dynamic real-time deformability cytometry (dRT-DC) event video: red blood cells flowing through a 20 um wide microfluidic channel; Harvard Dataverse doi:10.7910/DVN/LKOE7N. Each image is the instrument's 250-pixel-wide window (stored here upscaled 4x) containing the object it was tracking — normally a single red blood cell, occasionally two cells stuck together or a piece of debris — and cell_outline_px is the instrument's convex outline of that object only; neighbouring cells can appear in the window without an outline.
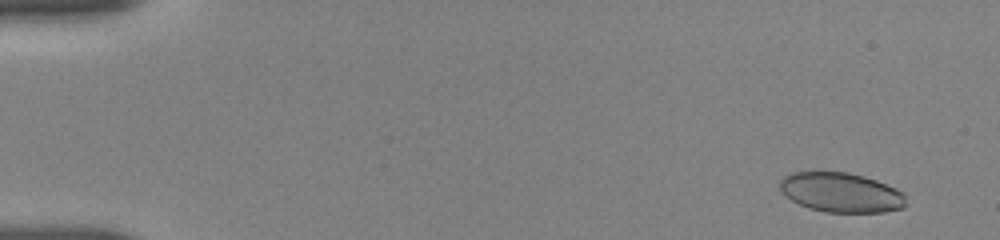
{"species": "human", "species_latin": "Homo sapiens", "temperature_condition": "room temperature", "stored_images_in_passage": 45, "camera_frame_rate_fps": 3000, "um_per_image_px": 0.085, "donor": {"sex": "female"}, "frame": {"image": 1, "passage_image": 2, "time_ms": 0.333, "image_size_px": [1000, 240], "cell_outline_px": [[904, 208], [884, 212], [824, 212], [808, 208], [792, 200], [780, 188], [780, 180], [784, 176], [792, 172], [848, 172], [864, 176], [876, 180], [896, 188], [904, 192]], "centroid_in_image_um": [71.51, 16.36], "position_along_channel_um": 13.5, "area_um2": 29.02}}
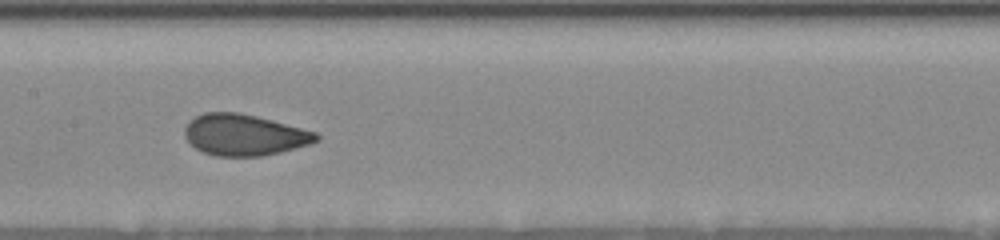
{"frame": {"image": 2, "passage_image": 27, "time_ms": 8.667, "image_size_px": [1000, 240], "cell_outline_px": [[320, 140], [312, 144], [280, 152], [260, 156], [216, 156], [204, 152], [196, 148], [184, 136], [184, 128], [188, 120], [204, 112], [240, 112], [272, 120], [316, 132], [320, 136]], "centroid_in_image_um": [20.77, 11.46], "position_along_channel_um": 186.6, "area_um2": 31.73}}
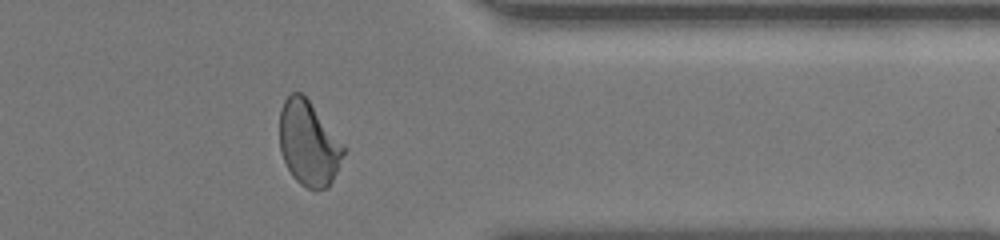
{"frame": {"image": 3, "passage_image": 44, "time_ms": 14.333, "image_size_px": [1000, 240], "cell_outline_px": [[348, 148], [328, 188], [316, 192], [300, 184], [292, 176], [284, 160], [280, 148], [280, 112], [284, 100], [292, 92], [300, 92], [308, 100]], "centroid_in_image_um": [26.26, 12.22], "position_along_channel_um": 385.1, "area_um2": 31.73}, "authors_computed_cell_mechanics": {"area_um2": 31.4432, "velocity_mm_per_s": 3.6422, "shape_relaxation_time_tau1_ms": 5.481, "shape_relaxation_time_tau2_ms": 0.739, "deformation_change_tau1": 0.1579, "deformation_change_tau2": 0.0599}}